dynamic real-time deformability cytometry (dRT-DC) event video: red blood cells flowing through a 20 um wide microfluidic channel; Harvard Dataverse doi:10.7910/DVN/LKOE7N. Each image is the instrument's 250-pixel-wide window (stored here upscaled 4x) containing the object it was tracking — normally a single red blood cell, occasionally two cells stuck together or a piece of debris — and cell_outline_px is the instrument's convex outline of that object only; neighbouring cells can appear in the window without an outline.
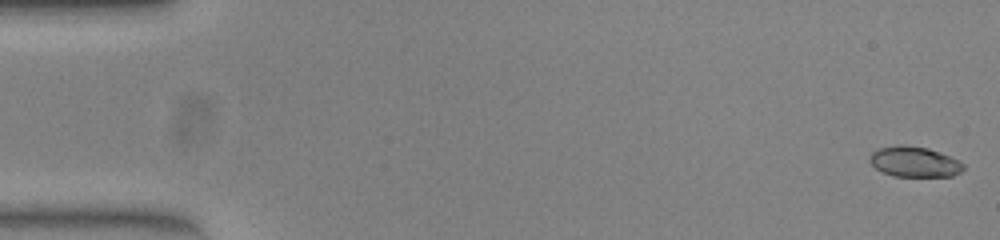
{"species": "common noctule bat (a hibernating species)", "species_latin": "Nyctalus noctula", "temperature_condition": "warm", "stored_images_in_passage": 52, "camera_frame_rate_fps": 3000, "um_per_image_px": 0.085, "animal": {"sex": "female", "body_mass_g": 23.0, "forearm_length_mm": 53.4}, "frame": {"image": 1, "passage_image": 1, "time_ms": 0.0, "image_size_px": [1000, 240], "cell_outline_px": [[964, 168], [960, 172], [952, 176], [892, 176], [876, 168], [868, 160], [868, 156], [876, 148], [896, 144], [904, 144], [928, 148], [960, 160], [964, 164]], "centroid_in_image_um": [77.69, 13.73], "position_along_channel_um": 7.3, "area_um2": 16.82}}
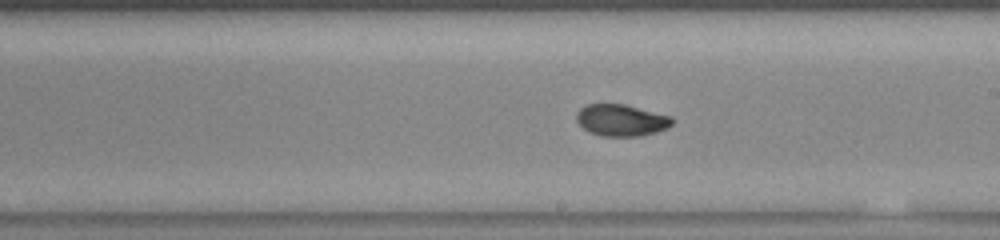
{"frame": {"image": 2, "passage_image": 30, "time_ms": 9.667, "image_size_px": [1000, 240], "cell_outline_px": [[672, 124], [656, 132], [640, 136], [600, 136], [588, 132], [576, 120], [576, 112], [584, 104], [624, 104], [672, 116]], "centroid_in_image_um": [52.76, 10.21], "position_along_channel_um": 236.2, "area_um2": 17.69}}
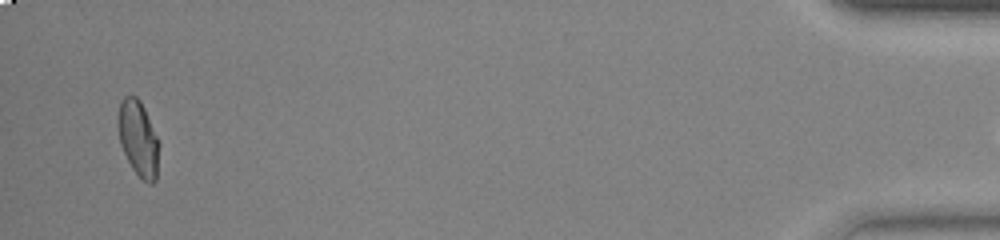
{"frame": {"image": 3, "passage_image": 51, "time_ms": 16.667, "image_size_px": [1000, 240], "cell_outline_px": [[160, 144], [156, 180], [152, 184], [148, 184], [132, 168], [120, 144], [120, 100], [124, 96], [136, 96], [140, 100], [144, 108]], "centroid_in_image_um": [11.8, 11.8], "position_along_channel_um": 423.4, "area_um2": 17.57}}